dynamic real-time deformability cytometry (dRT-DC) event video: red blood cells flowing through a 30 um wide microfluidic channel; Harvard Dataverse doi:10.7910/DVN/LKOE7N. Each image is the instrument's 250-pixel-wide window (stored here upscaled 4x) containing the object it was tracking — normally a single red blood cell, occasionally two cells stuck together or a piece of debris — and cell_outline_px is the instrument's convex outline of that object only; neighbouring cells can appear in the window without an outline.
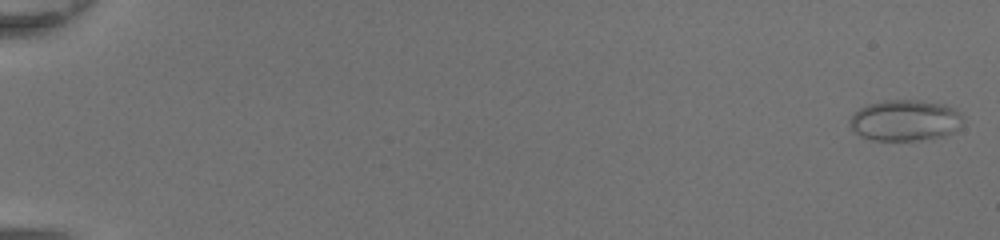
{"species": "common noctule bat (a hibernating species)", "species_latin": "Nyctalus noctula", "temperature_condition": "room temperature", "stored_images_in_passage": 48, "camera_frame_rate_fps": 3000, "um_per_image_px": 0.085, "animal": {"sex": "female", "body_mass_g": 20.0, "forearm_length_mm": 54.0}, "frame": {"image": 1, "passage_image": 1, "time_ms": 0.0, "image_size_px": [1000, 240], "cell_outline_px": [[964, 116], [960, 128], [956, 132], [944, 136], [920, 140], [872, 140], [860, 136], [848, 124], [848, 120], [860, 108], [868, 104], [884, 100], [920, 100], [944, 104], [956, 108]], "centroid_in_image_um": [76.98, 10.23], "position_along_channel_um": 8.0, "area_um2": 27.46}}
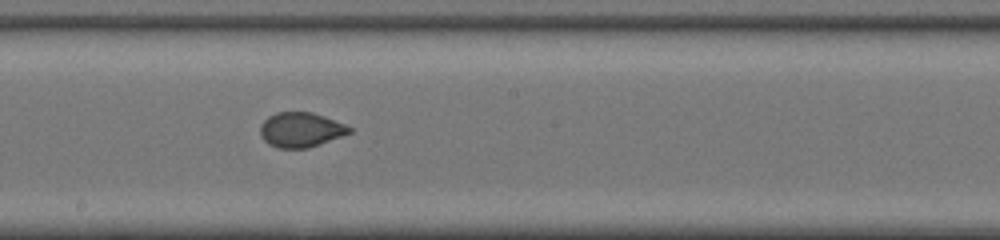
{"frame": {"image": 2, "passage_image": 29, "time_ms": 9.333, "image_size_px": [1000, 240], "cell_outline_px": [[352, 132], [308, 148], [276, 148], [268, 144], [260, 136], [260, 124], [268, 116], [276, 112], [312, 112], [324, 116], [344, 124], [352, 128]], "centroid_in_image_um": [25.53, 11.03], "position_along_channel_um": 222.7, "area_um2": 18.09}}
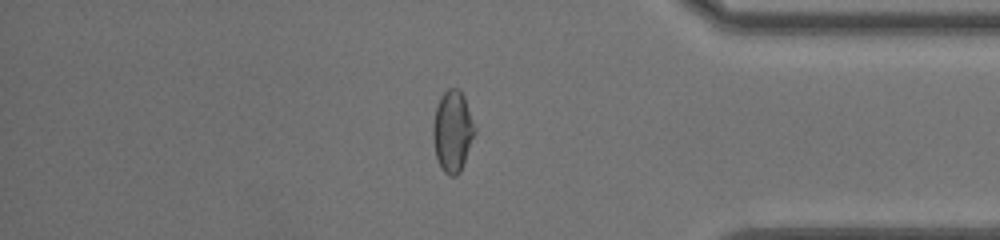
{"frame": {"image": 3, "passage_image": 42, "time_ms": 13.667, "image_size_px": [1000, 240], "cell_outline_px": [[476, 132], [460, 172], [456, 176], [448, 176], [440, 168], [436, 156], [432, 136], [432, 124], [436, 108], [440, 96], [448, 88], [456, 88], [464, 96], [476, 128]], "centroid_in_image_um": [38.46, 11.17], "position_along_channel_um": 396.7, "area_um2": 19.88}}